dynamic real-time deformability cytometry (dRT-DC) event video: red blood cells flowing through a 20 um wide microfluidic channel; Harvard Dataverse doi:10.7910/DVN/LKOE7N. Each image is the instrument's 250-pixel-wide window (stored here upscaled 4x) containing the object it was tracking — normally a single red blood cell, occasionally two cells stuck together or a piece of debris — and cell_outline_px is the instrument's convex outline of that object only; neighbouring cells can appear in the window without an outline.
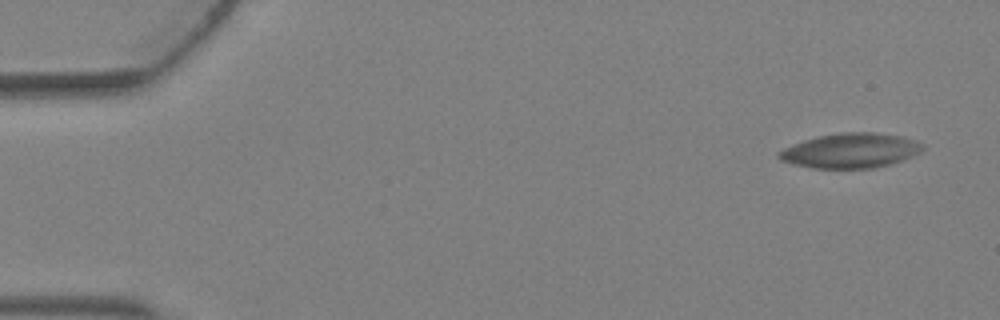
{"species": "Egyptian fruit bat (a non-hibernating species)", "species_latin": "Rousettus aegyptiacus", "temperature_condition": "warm", "stored_images_in_passage": 4, "camera_frame_rate_fps": 3000, "um_per_image_px": 0.085, "animal": {"sex": "female"}, "frame": {"image": 1, "passage_image": 1, "time_ms": 0.0, "image_size_px": [1000, 320], "cell_outline_px": [[924, 148], [920, 152], [912, 156], [888, 164], [872, 168], [812, 168], [792, 164], [780, 160], [776, 156], [776, 152], [784, 148], [804, 140], [816, 136], [840, 132], [872, 132], [904, 136], [916, 140], [924, 144]], "centroid_in_image_um": [72.27, 12.79], "position_along_channel_um": 12.7, "area_um2": 29.25}}
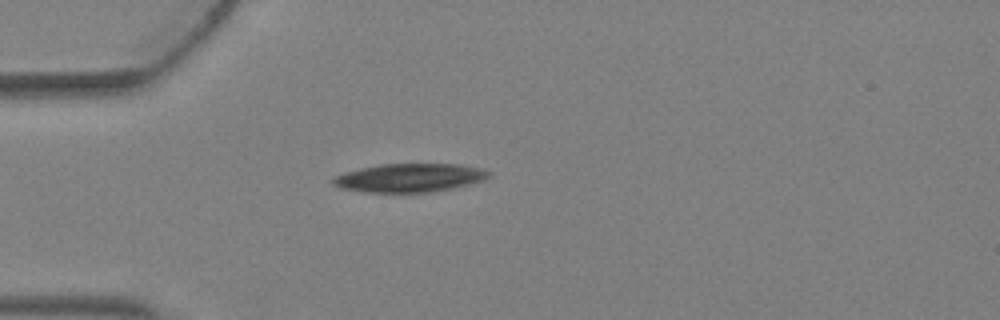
{"frame": {"image": 2, "passage_image": 4, "time_ms": 1.0, "image_size_px": [1000, 320], "cell_outline_px": [[492, 172], [484, 180], [452, 188], [428, 192], [364, 192], [340, 188], [332, 184], [332, 180], [336, 176], [344, 172], [360, 168], [380, 164], [460, 164]], "centroid_in_image_um": [34.77, 15.11], "position_along_channel_um": 50.2, "area_um2": 25.66}}